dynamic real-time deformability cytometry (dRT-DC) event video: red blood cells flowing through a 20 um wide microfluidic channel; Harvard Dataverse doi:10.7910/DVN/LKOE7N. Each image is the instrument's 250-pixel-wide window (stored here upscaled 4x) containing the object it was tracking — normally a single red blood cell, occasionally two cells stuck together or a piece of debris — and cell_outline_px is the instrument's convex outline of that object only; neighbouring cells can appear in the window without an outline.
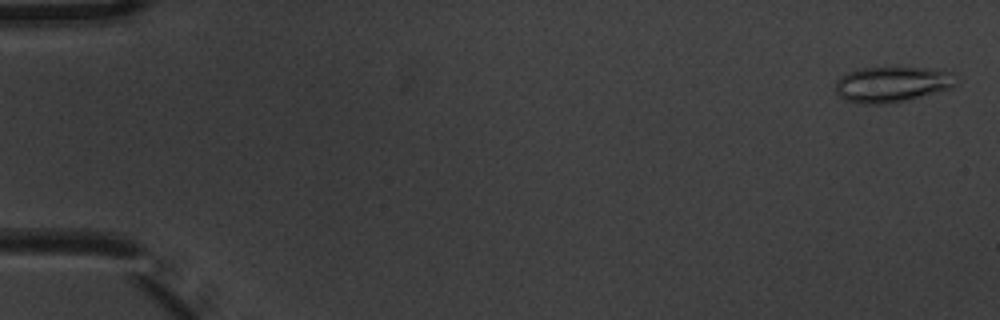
{"species": "common noctule bat (a hibernating species)", "species_latin": "Nyctalus noctula", "temperature_condition": "warm", "stored_images_in_passage": 8, "camera_frame_rate_fps": 3000, "um_per_image_px": 0.085, "animal": {"sex": "male", "body_mass_g": 20.1, "forearm_length_mm": 53.5}, "frame": {"image": 1, "passage_image": 1, "time_ms": 0.0, "image_size_px": [1000, 320], "cell_outline_px": [[956, 84], [952, 88], [888, 104], [864, 104], [844, 100], [836, 92], [836, 80], [840, 76], [848, 72], [860, 68], [924, 68], [952, 72]], "centroid_in_image_um": [75.77, 7.17], "position_along_channel_um": 9.2, "area_um2": 24.74}}
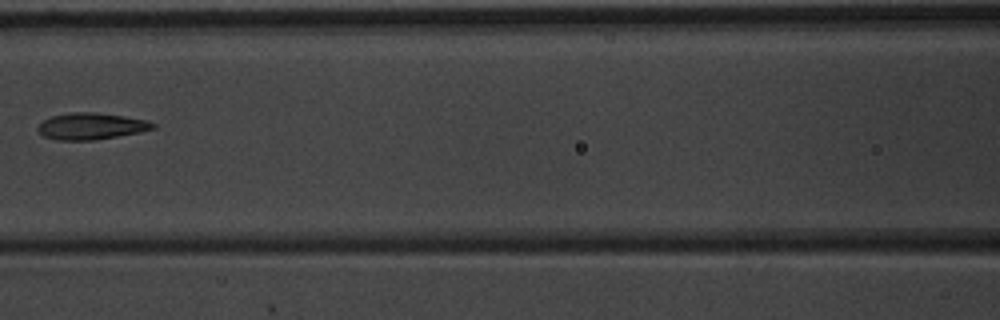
{"frame": {"image": 2, "passage_image": 7, "time_ms": 2.0, "image_size_px": [1000, 320], "cell_outline_px": [[156, 128], [140, 132], [92, 140], [56, 140], [44, 136], [36, 128], [44, 120], [52, 116], [72, 112], [92, 112], [124, 116], [144, 120], [156, 124]], "centroid_in_image_um": [7.74, 10.73], "position_along_channel_um": 158.9, "area_um2": 17.57}}
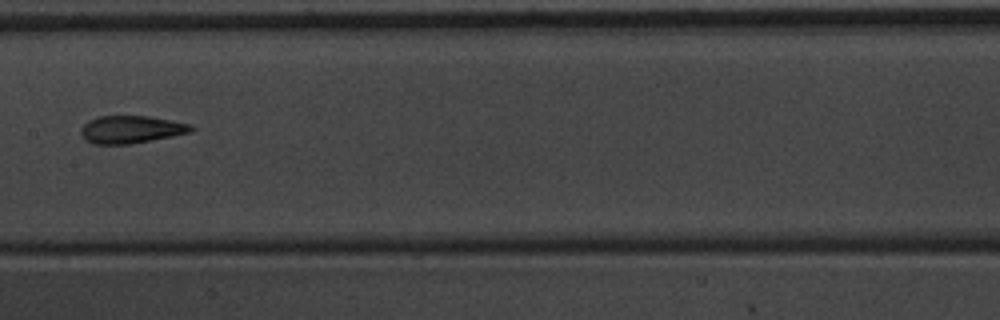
{"frame": {"image": 3, "passage_image": 8, "time_ms": 2.333, "image_size_px": [1000, 320], "cell_outline_px": [[196, 128], [192, 132], [172, 136], [128, 144], [92, 144], [84, 140], [80, 132], [80, 128], [88, 120], [100, 116], [148, 116], [172, 120], [192, 124]], "centroid_in_image_um": [11.14, 11.0], "position_along_channel_um": 196.3, "area_um2": 17.86}}